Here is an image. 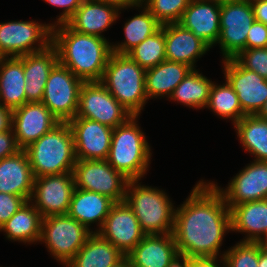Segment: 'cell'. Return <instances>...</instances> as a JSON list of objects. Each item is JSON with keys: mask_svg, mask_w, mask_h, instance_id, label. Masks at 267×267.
I'll return each instance as SVG.
<instances>
[{"mask_svg": "<svg viewBox=\"0 0 267 267\" xmlns=\"http://www.w3.org/2000/svg\"><path fill=\"white\" fill-rule=\"evenodd\" d=\"M119 11L115 6L98 0H83L66 24L79 33L105 38L102 32L118 19Z\"/></svg>", "mask_w": 267, "mask_h": 267, "instance_id": "ffe728a7", "label": "cell"}, {"mask_svg": "<svg viewBox=\"0 0 267 267\" xmlns=\"http://www.w3.org/2000/svg\"><path fill=\"white\" fill-rule=\"evenodd\" d=\"M145 74L127 54L112 52L100 82L132 116H139L148 101Z\"/></svg>", "mask_w": 267, "mask_h": 267, "instance_id": "5b68a950", "label": "cell"}, {"mask_svg": "<svg viewBox=\"0 0 267 267\" xmlns=\"http://www.w3.org/2000/svg\"><path fill=\"white\" fill-rule=\"evenodd\" d=\"M24 151L35 178L73 172L76 164L74 137L68 122H60Z\"/></svg>", "mask_w": 267, "mask_h": 267, "instance_id": "3957f363", "label": "cell"}, {"mask_svg": "<svg viewBox=\"0 0 267 267\" xmlns=\"http://www.w3.org/2000/svg\"><path fill=\"white\" fill-rule=\"evenodd\" d=\"M137 118L131 116L114 128L107 158L108 163L129 180H141L145 176L152 156L151 147Z\"/></svg>", "mask_w": 267, "mask_h": 267, "instance_id": "277c9868", "label": "cell"}, {"mask_svg": "<svg viewBox=\"0 0 267 267\" xmlns=\"http://www.w3.org/2000/svg\"><path fill=\"white\" fill-rule=\"evenodd\" d=\"M26 80L25 103L42 102L50 71L58 63L57 49L50 45L46 50L20 56Z\"/></svg>", "mask_w": 267, "mask_h": 267, "instance_id": "7402d4cb", "label": "cell"}, {"mask_svg": "<svg viewBox=\"0 0 267 267\" xmlns=\"http://www.w3.org/2000/svg\"><path fill=\"white\" fill-rule=\"evenodd\" d=\"M166 59L187 64L195 69L196 59L209 51V47L189 29L177 23L164 24Z\"/></svg>", "mask_w": 267, "mask_h": 267, "instance_id": "44dd1931", "label": "cell"}, {"mask_svg": "<svg viewBox=\"0 0 267 267\" xmlns=\"http://www.w3.org/2000/svg\"><path fill=\"white\" fill-rule=\"evenodd\" d=\"M59 123L60 121L42 102H28L13 109L12 129L22 150Z\"/></svg>", "mask_w": 267, "mask_h": 267, "instance_id": "ac0fdd59", "label": "cell"}, {"mask_svg": "<svg viewBox=\"0 0 267 267\" xmlns=\"http://www.w3.org/2000/svg\"><path fill=\"white\" fill-rule=\"evenodd\" d=\"M26 80L20 57L0 58V104L15 109L25 104Z\"/></svg>", "mask_w": 267, "mask_h": 267, "instance_id": "f1b7e54d", "label": "cell"}, {"mask_svg": "<svg viewBox=\"0 0 267 267\" xmlns=\"http://www.w3.org/2000/svg\"><path fill=\"white\" fill-rule=\"evenodd\" d=\"M68 123L74 137L76 160H107L114 129L76 116Z\"/></svg>", "mask_w": 267, "mask_h": 267, "instance_id": "2e32d148", "label": "cell"}, {"mask_svg": "<svg viewBox=\"0 0 267 267\" xmlns=\"http://www.w3.org/2000/svg\"><path fill=\"white\" fill-rule=\"evenodd\" d=\"M192 69L187 64L168 60L146 69L145 92L148 100L164 96L169 98Z\"/></svg>", "mask_w": 267, "mask_h": 267, "instance_id": "4316f807", "label": "cell"}, {"mask_svg": "<svg viewBox=\"0 0 267 267\" xmlns=\"http://www.w3.org/2000/svg\"><path fill=\"white\" fill-rule=\"evenodd\" d=\"M75 188L72 172L40 176L34 179L30 201L43 218L65 215L68 214Z\"/></svg>", "mask_w": 267, "mask_h": 267, "instance_id": "4fadbf2b", "label": "cell"}, {"mask_svg": "<svg viewBox=\"0 0 267 267\" xmlns=\"http://www.w3.org/2000/svg\"><path fill=\"white\" fill-rule=\"evenodd\" d=\"M222 256L226 267H258L259 242L240 241Z\"/></svg>", "mask_w": 267, "mask_h": 267, "instance_id": "d590c367", "label": "cell"}, {"mask_svg": "<svg viewBox=\"0 0 267 267\" xmlns=\"http://www.w3.org/2000/svg\"><path fill=\"white\" fill-rule=\"evenodd\" d=\"M125 257L98 232H93L66 267H114Z\"/></svg>", "mask_w": 267, "mask_h": 267, "instance_id": "83f0119b", "label": "cell"}, {"mask_svg": "<svg viewBox=\"0 0 267 267\" xmlns=\"http://www.w3.org/2000/svg\"><path fill=\"white\" fill-rule=\"evenodd\" d=\"M93 232L68 214L52 215L43 218L39 242L66 266Z\"/></svg>", "mask_w": 267, "mask_h": 267, "instance_id": "52a82bcc", "label": "cell"}, {"mask_svg": "<svg viewBox=\"0 0 267 267\" xmlns=\"http://www.w3.org/2000/svg\"><path fill=\"white\" fill-rule=\"evenodd\" d=\"M206 108L223 119L230 118L233 125L246 116L242 111L237 94L226 79L222 85L213 83Z\"/></svg>", "mask_w": 267, "mask_h": 267, "instance_id": "836d02e7", "label": "cell"}, {"mask_svg": "<svg viewBox=\"0 0 267 267\" xmlns=\"http://www.w3.org/2000/svg\"><path fill=\"white\" fill-rule=\"evenodd\" d=\"M131 116L100 81L82 84L76 117L96 121L114 129Z\"/></svg>", "mask_w": 267, "mask_h": 267, "instance_id": "7c38bea8", "label": "cell"}, {"mask_svg": "<svg viewBox=\"0 0 267 267\" xmlns=\"http://www.w3.org/2000/svg\"><path fill=\"white\" fill-rule=\"evenodd\" d=\"M220 263L222 262V267L225 266L223 256L220 253ZM217 257H190L187 267H221L218 263Z\"/></svg>", "mask_w": 267, "mask_h": 267, "instance_id": "7bdbcfd3", "label": "cell"}, {"mask_svg": "<svg viewBox=\"0 0 267 267\" xmlns=\"http://www.w3.org/2000/svg\"><path fill=\"white\" fill-rule=\"evenodd\" d=\"M141 13L128 19L123 27L124 42L111 44L113 53L127 54L136 45L146 40L149 36L156 33L162 24L154 17V15L143 5Z\"/></svg>", "mask_w": 267, "mask_h": 267, "instance_id": "1f68e13d", "label": "cell"}, {"mask_svg": "<svg viewBox=\"0 0 267 267\" xmlns=\"http://www.w3.org/2000/svg\"><path fill=\"white\" fill-rule=\"evenodd\" d=\"M255 22L250 0H221L220 45L222 59L235 58L246 50L247 33Z\"/></svg>", "mask_w": 267, "mask_h": 267, "instance_id": "9c48e42d", "label": "cell"}, {"mask_svg": "<svg viewBox=\"0 0 267 267\" xmlns=\"http://www.w3.org/2000/svg\"><path fill=\"white\" fill-rule=\"evenodd\" d=\"M235 59L246 69L267 79V48L242 50Z\"/></svg>", "mask_w": 267, "mask_h": 267, "instance_id": "74e56055", "label": "cell"}, {"mask_svg": "<svg viewBox=\"0 0 267 267\" xmlns=\"http://www.w3.org/2000/svg\"><path fill=\"white\" fill-rule=\"evenodd\" d=\"M13 110L0 104V133L12 128Z\"/></svg>", "mask_w": 267, "mask_h": 267, "instance_id": "f6af8a7d", "label": "cell"}, {"mask_svg": "<svg viewBox=\"0 0 267 267\" xmlns=\"http://www.w3.org/2000/svg\"><path fill=\"white\" fill-rule=\"evenodd\" d=\"M98 233L127 255L146 235L126 201L115 202Z\"/></svg>", "mask_w": 267, "mask_h": 267, "instance_id": "e0dca14e", "label": "cell"}, {"mask_svg": "<svg viewBox=\"0 0 267 267\" xmlns=\"http://www.w3.org/2000/svg\"><path fill=\"white\" fill-rule=\"evenodd\" d=\"M190 256L185 253L177 252L170 260L167 267H187Z\"/></svg>", "mask_w": 267, "mask_h": 267, "instance_id": "7dc6e473", "label": "cell"}, {"mask_svg": "<svg viewBox=\"0 0 267 267\" xmlns=\"http://www.w3.org/2000/svg\"><path fill=\"white\" fill-rule=\"evenodd\" d=\"M52 45L58 62L84 82L101 81L112 53L106 38L82 34L66 23L52 27Z\"/></svg>", "mask_w": 267, "mask_h": 267, "instance_id": "7a4b0ae2", "label": "cell"}, {"mask_svg": "<svg viewBox=\"0 0 267 267\" xmlns=\"http://www.w3.org/2000/svg\"><path fill=\"white\" fill-rule=\"evenodd\" d=\"M114 203L115 202L107 196L93 191L75 188L68 215L91 231V224L97 222L96 225L98 229L94 232H98L104 225L105 219Z\"/></svg>", "mask_w": 267, "mask_h": 267, "instance_id": "d4e9b609", "label": "cell"}, {"mask_svg": "<svg viewBox=\"0 0 267 267\" xmlns=\"http://www.w3.org/2000/svg\"><path fill=\"white\" fill-rule=\"evenodd\" d=\"M260 244V247L267 251V233L258 241Z\"/></svg>", "mask_w": 267, "mask_h": 267, "instance_id": "816d5d0a", "label": "cell"}, {"mask_svg": "<svg viewBox=\"0 0 267 267\" xmlns=\"http://www.w3.org/2000/svg\"><path fill=\"white\" fill-rule=\"evenodd\" d=\"M34 175L24 150L0 160V192L23 197L30 201Z\"/></svg>", "mask_w": 267, "mask_h": 267, "instance_id": "603a6c76", "label": "cell"}, {"mask_svg": "<svg viewBox=\"0 0 267 267\" xmlns=\"http://www.w3.org/2000/svg\"><path fill=\"white\" fill-rule=\"evenodd\" d=\"M178 252L173 234L145 235L126 255L132 267H167Z\"/></svg>", "mask_w": 267, "mask_h": 267, "instance_id": "cb8c5ba5", "label": "cell"}, {"mask_svg": "<svg viewBox=\"0 0 267 267\" xmlns=\"http://www.w3.org/2000/svg\"><path fill=\"white\" fill-rule=\"evenodd\" d=\"M267 48V25L255 21L247 33L246 49Z\"/></svg>", "mask_w": 267, "mask_h": 267, "instance_id": "ab89813d", "label": "cell"}, {"mask_svg": "<svg viewBox=\"0 0 267 267\" xmlns=\"http://www.w3.org/2000/svg\"><path fill=\"white\" fill-rule=\"evenodd\" d=\"M258 267H267V251L263 250L259 244Z\"/></svg>", "mask_w": 267, "mask_h": 267, "instance_id": "c3c4849f", "label": "cell"}, {"mask_svg": "<svg viewBox=\"0 0 267 267\" xmlns=\"http://www.w3.org/2000/svg\"><path fill=\"white\" fill-rule=\"evenodd\" d=\"M43 216L27 201L20 209L0 228L5 232L8 240L25 243L40 241Z\"/></svg>", "mask_w": 267, "mask_h": 267, "instance_id": "f546056e", "label": "cell"}, {"mask_svg": "<svg viewBox=\"0 0 267 267\" xmlns=\"http://www.w3.org/2000/svg\"><path fill=\"white\" fill-rule=\"evenodd\" d=\"M256 115L260 118L267 119V100L265 101L263 107Z\"/></svg>", "mask_w": 267, "mask_h": 267, "instance_id": "681fc988", "label": "cell"}, {"mask_svg": "<svg viewBox=\"0 0 267 267\" xmlns=\"http://www.w3.org/2000/svg\"><path fill=\"white\" fill-rule=\"evenodd\" d=\"M139 179L128 180L125 201L133 210L146 235L172 234L175 206L164 190L141 185Z\"/></svg>", "mask_w": 267, "mask_h": 267, "instance_id": "8992f818", "label": "cell"}, {"mask_svg": "<svg viewBox=\"0 0 267 267\" xmlns=\"http://www.w3.org/2000/svg\"><path fill=\"white\" fill-rule=\"evenodd\" d=\"M255 21L267 25V0H250Z\"/></svg>", "mask_w": 267, "mask_h": 267, "instance_id": "ee69618b", "label": "cell"}, {"mask_svg": "<svg viewBox=\"0 0 267 267\" xmlns=\"http://www.w3.org/2000/svg\"><path fill=\"white\" fill-rule=\"evenodd\" d=\"M114 267H132V264H131L130 260L127 257H125L122 261H120Z\"/></svg>", "mask_w": 267, "mask_h": 267, "instance_id": "f907efd6", "label": "cell"}, {"mask_svg": "<svg viewBox=\"0 0 267 267\" xmlns=\"http://www.w3.org/2000/svg\"><path fill=\"white\" fill-rule=\"evenodd\" d=\"M72 173L76 188L99 193L114 202L125 200L129 179L107 160H76Z\"/></svg>", "mask_w": 267, "mask_h": 267, "instance_id": "8fae6325", "label": "cell"}, {"mask_svg": "<svg viewBox=\"0 0 267 267\" xmlns=\"http://www.w3.org/2000/svg\"><path fill=\"white\" fill-rule=\"evenodd\" d=\"M49 5L63 8L64 11L58 16L53 26L66 23L67 20L76 12L81 6L83 0H44Z\"/></svg>", "mask_w": 267, "mask_h": 267, "instance_id": "60d3db41", "label": "cell"}, {"mask_svg": "<svg viewBox=\"0 0 267 267\" xmlns=\"http://www.w3.org/2000/svg\"><path fill=\"white\" fill-rule=\"evenodd\" d=\"M52 27V23L36 21L0 23V58L20 57L46 50L52 45Z\"/></svg>", "mask_w": 267, "mask_h": 267, "instance_id": "ba28073f", "label": "cell"}, {"mask_svg": "<svg viewBox=\"0 0 267 267\" xmlns=\"http://www.w3.org/2000/svg\"><path fill=\"white\" fill-rule=\"evenodd\" d=\"M222 61L225 79L237 94L242 111L256 115L267 100V79L244 68L235 58Z\"/></svg>", "mask_w": 267, "mask_h": 267, "instance_id": "5bb4252c", "label": "cell"}, {"mask_svg": "<svg viewBox=\"0 0 267 267\" xmlns=\"http://www.w3.org/2000/svg\"><path fill=\"white\" fill-rule=\"evenodd\" d=\"M221 0H192L178 22L210 49L220 35Z\"/></svg>", "mask_w": 267, "mask_h": 267, "instance_id": "d6986e66", "label": "cell"}, {"mask_svg": "<svg viewBox=\"0 0 267 267\" xmlns=\"http://www.w3.org/2000/svg\"><path fill=\"white\" fill-rule=\"evenodd\" d=\"M191 0H143V5L163 25L177 23Z\"/></svg>", "mask_w": 267, "mask_h": 267, "instance_id": "8d00e7d4", "label": "cell"}, {"mask_svg": "<svg viewBox=\"0 0 267 267\" xmlns=\"http://www.w3.org/2000/svg\"><path fill=\"white\" fill-rule=\"evenodd\" d=\"M27 201L17 195L0 192V228L20 209Z\"/></svg>", "mask_w": 267, "mask_h": 267, "instance_id": "f35d334b", "label": "cell"}, {"mask_svg": "<svg viewBox=\"0 0 267 267\" xmlns=\"http://www.w3.org/2000/svg\"><path fill=\"white\" fill-rule=\"evenodd\" d=\"M20 150L22 149L17 144L12 128L8 131L0 133V160L13 156Z\"/></svg>", "mask_w": 267, "mask_h": 267, "instance_id": "b9f144b4", "label": "cell"}, {"mask_svg": "<svg viewBox=\"0 0 267 267\" xmlns=\"http://www.w3.org/2000/svg\"><path fill=\"white\" fill-rule=\"evenodd\" d=\"M127 55L145 69L157 66L167 60L164 24L156 33L132 48Z\"/></svg>", "mask_w": 267, "mask_h": 267, "instance_id": "e575fe53", "label": "cell"}, {"mask_svg": "<svg viewBox=\"0 0 267 267\" xmlns=\"http://www.w3.org/2000/svg\"><path fill=\"white\" fill-rule=\"evenodd\" d=\"M98 1L115 6L120 11L124 9L126 10L130 7L139 8V5L143 3V0H98Z\"/></svg>", "mask_w": 267, "mask_h": 267, "instance_id": "bcb514c9", "label": "cell"}, {"mask_svg": "<svg viewBox=\"0 0 267 267\" xmlns=\"http://www.w3.org/2000/svg\"><path fill=\"white\" fill-rule=\"evenodd\" d=\"M197 69H192L182 82L174 89L170 100L177 101L187 107L197 109L205 108L209 101L210 90L213 85Z\"/></svg>", "mask_w": 267, "mask_h": 267, "instance_id": "d6a6232c", "label": "cell"}, {"mask_svg": "<svg viewBox=\"0 0 267 267\" xmlns=\"http://www.w3.org/2000/svg\"><path fill=\"white\" fill-rule=\"evenodd\" d=\"M230 213L231 231L246 233L241 241L258 242L267 233V199L233 206Z\"/></svg>", "mask_w": 267, "mask_h": 267, "instance_id": "484cf974", "label": "cell"}, {"mask_svg": "<svg viewBox=\"0 0 267 267\" xmlns=\"http://www.w3.org/2000/svg\"><path fill=\"white\" fill-rule=\"evenodd\" d=\"M203 181L175 210L172 234L178 252L190 257H218L223 238L231 231V213L218 188Z\"/></svg>", "mask_w": 267, "mask_h": 267, "instance_id": "6da1fadb", "label": "cell"}, {"mask_svg": "<svg viewBox=\"0 0 267 267\" xmlns=\"http://www.w3.org/2000/svg\"><path fill=\"white\" fill-rule=\"evenodd\" d=\"M212 183L223 195L229 209L245 202L267 199V162L252 161L232 177L225 189Z\"/></svg>", "mask_w": 267, "mask_h": 267, "instance_id": "9a60e30c", "label": "cell"}, {"mask_svg": "<svg viewBox=\"0 0 267 267\" xmlns=\"http://www.w3.org/2000/svg\"><path fill=\"white\" fill-rule=\"evenodd\" d=\"M83 83L58 62L49 73L42 103L60 122H69L77 114Z\"/></svg>", "mask_w": 267, "mask_h": 267, "instance_id": "30bf717a", "label": "cell"}, {"mask_svg": "<svg viewBox=\"0 0 267 267\" xmlns=\"http://www.w3.org/2000/svg\"><path fill=\"white\" fill-rule=\"evenodd\" d=\"M234 128L245 151L254 156V161L267 162V119L246 115Z\"/></svg>", "mask_w": 267, "mask_h": 267, "instance_id": "4dcf8cb0", "label": "cell"}]
</instances>
